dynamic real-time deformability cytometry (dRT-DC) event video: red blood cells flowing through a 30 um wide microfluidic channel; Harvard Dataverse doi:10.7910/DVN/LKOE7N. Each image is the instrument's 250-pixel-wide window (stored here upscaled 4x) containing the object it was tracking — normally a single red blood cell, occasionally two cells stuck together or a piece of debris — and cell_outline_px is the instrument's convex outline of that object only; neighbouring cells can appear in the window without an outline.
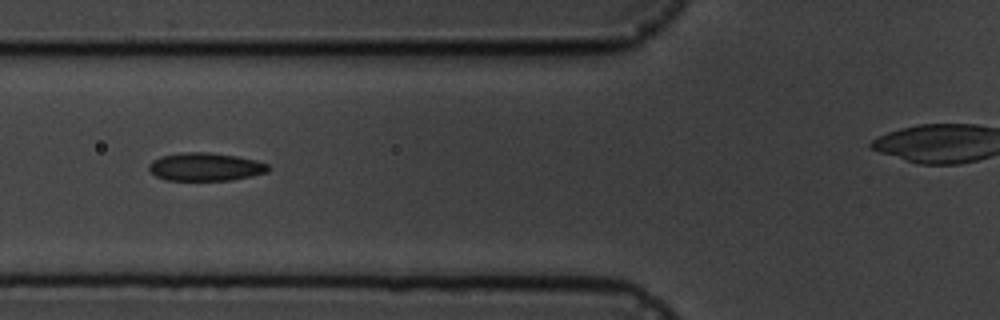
{"species": "common noctule bat (a hibernating species)", "species_latin": "Nyctalus noctula", "temperature_condition": "cold", "stored_images_in_passage": 12, "camera_frame_rate_fps": 3000, "um_per_image_px": 0.085, "animal": {"sex": "male", "body_mass_g": 19.5, "forearm_length_mm": 54.6}, "frame": {"image": 1, "passage_image": 7, "time_ms": 6.667, "image_size_px": [1000, 320], "cell_outline_px": [[272, 168], [268, 172], [252, 176], [232, 180], [164, 180], [156, 176], [148, 168], [148, 164], [152, 160], [160, 156], [184, 152], [208, 152], [236, 156], [256, 160], [268, 164]], "centroid_in_image_um": [17.47, 14.18], "position_along_channel_um": 108.3, "area_um2": 19.71}}
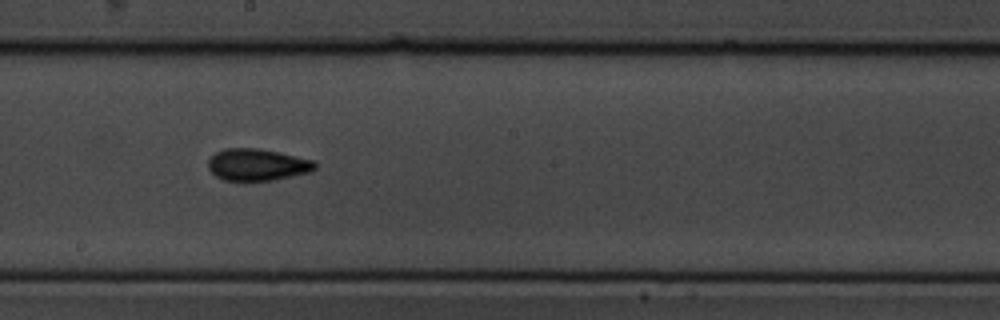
{"frame": {"image": 2, "passage_image": 10, "time_ms": 10.0, "image_size_px": [1000, 320], "cell_outline_px": [[316, 168], [308, 172], [272, 180], [224, 180], [216, 176], [208, 168], [208, 160], [216, 152], [224, 148], [256, 148], [276, 152], [312, 160], [316, 164]], "centroid_in_image_um": [21.82, 13.99], "position_along_channel_um": 226.4, "area_um2": 19.42}}
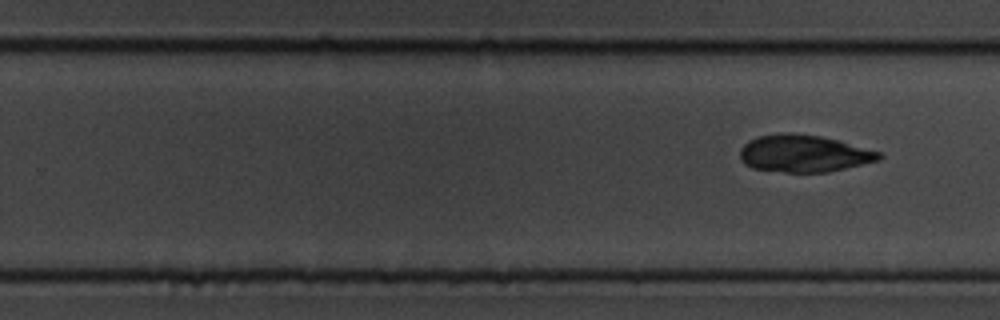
{"frame": {"image": 3, "passage_image": 12, "time_ms": 13.333, "image_size_px": [1000, 320], "cell_outline_px": [[884, 156], [880, 160], [828, 172], [784, 172], [752, 168], [744, 164], [740, 156], [740, 148], [748, 140], [760, 136], [780, 132], [792, 132], [820, 136], [836, 140], [880, 152]], "centroid_in_image_um": [68.3, 13.04], "position_along_channel_um": 261.5, "area_um2": 30.11}}